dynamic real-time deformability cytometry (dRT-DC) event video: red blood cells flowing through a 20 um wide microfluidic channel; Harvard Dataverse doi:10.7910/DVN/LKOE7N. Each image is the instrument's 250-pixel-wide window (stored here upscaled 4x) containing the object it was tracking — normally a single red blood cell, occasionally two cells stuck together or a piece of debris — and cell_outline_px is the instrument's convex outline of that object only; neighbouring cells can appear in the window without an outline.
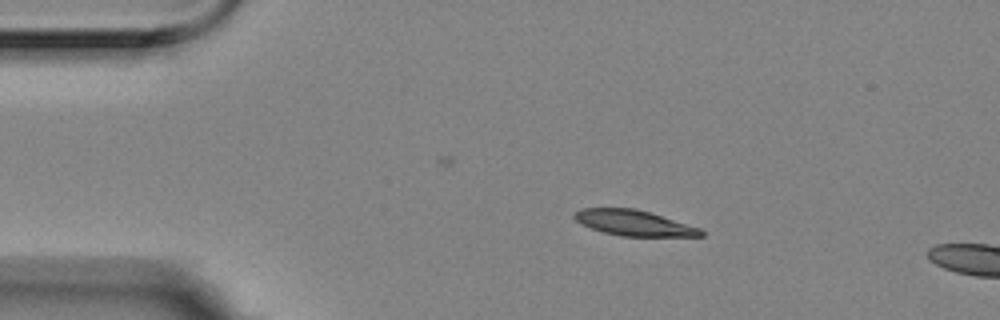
{"species": "Egyptian fruit bat (a non-hibernating species)", "species_latin": "Rousettus aegyptiacus", "temperature_condition": "room temperature", "stored_images_in_passage": 8, "camera_frame_rate_fps": 3000, "um_per_image_px": 0.085, "animal": {"sex": "female"}, "frame": {"image": 1, "passage_image": 2, "time_ms": 0.333, "image_size_px": [1000, 320], "cell_outline_px": [[704, 236], [620, 236], [604, 232], [580, 224], [572, 216], [580, 208], [636, 208], [700, 228], [704, 232]], "centroid_in_image_um": [53.85, 18.95], "position_along_channel_um": 31.1, "area_um2": 18.67}}
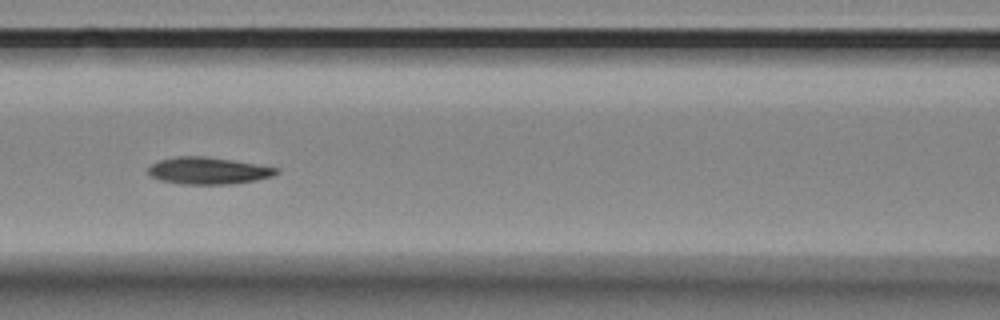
{"frame": {"image": 2, "passage_image": 6, "time_ms": 1.667, "image_size_px": [1000, 320], "cell_outline_px": [[280, 172], [272, 176], [256, 180], [232, 184], [184, 184], [160, 180], [152, 176], [148, 172], [148, 168], [152, 164], [160, 160], [176, 156], [204, 156], [232, 160], [256, 164], [276, 168]], "centroid_in_image_um": [17.69, 14.51], "position_along_channel_um": 148.9, "area_um2": 19.94}}
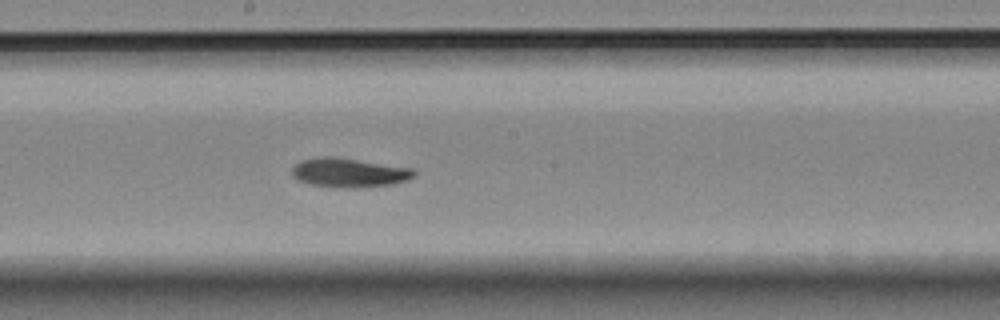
{"frame": {"image": 3, "passage_image": 8, "time_ms": 2.333, "image_size_px": [1000, 320], "cell_outline_px": [[416, 176], [408, 180], [392, 184], [356, 188], [336, 188], [308, 184], [292, 176], [292, 168], [300, 160], [324, 156], [336, 156], [412, 168], [416, 172]], "centroid_in_image_um": [29.68, 14.68], "position_along_channel_um": 218.5, "area_um2": 21.04}}